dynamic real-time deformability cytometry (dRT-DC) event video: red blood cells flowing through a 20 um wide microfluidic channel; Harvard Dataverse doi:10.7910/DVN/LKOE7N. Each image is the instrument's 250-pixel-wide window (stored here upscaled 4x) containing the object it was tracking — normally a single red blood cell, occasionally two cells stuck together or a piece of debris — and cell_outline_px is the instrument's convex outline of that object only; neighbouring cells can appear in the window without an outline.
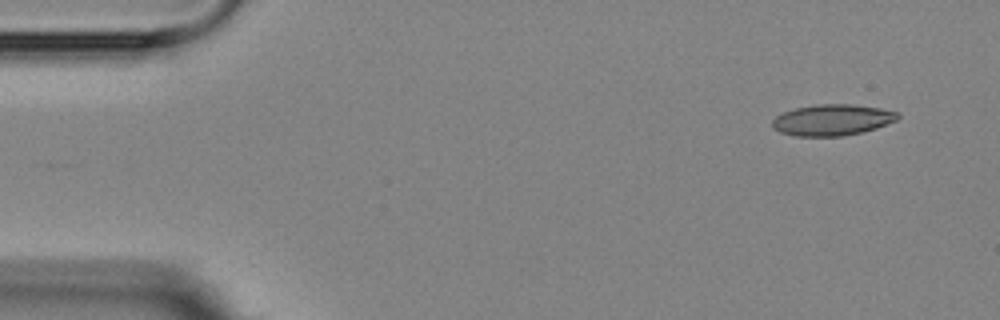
{"species": "Egyptian fruit bat (a non-hibernating species)", "species_latin": "Rousettus aegyptiacus", "temperature_condition": "room temperature", "stored_images_in_passage": 7, "camera_frame_rate_fps": 3000, "um_per_image_px": 0.085, "animal": {"sex": "female"}, "frame": {"image": 1, "passage_image": 1, "time_ms": 0.0, "image_size_px": [1000, 320], "cell_outline_px": [[900, 116], [896, 120], [876, 128], [844, 136], [796, 136], [780, 132], [772, 128], [772, 120], [776, 116], [784, 112], [796, 108], [816, 104], [852, 104], [880, 108], [900, 112]], "centroid_in_image_um": [70.74, 10.19], "position_along_channel_um": 14.3, "area_um2": 22.77}}
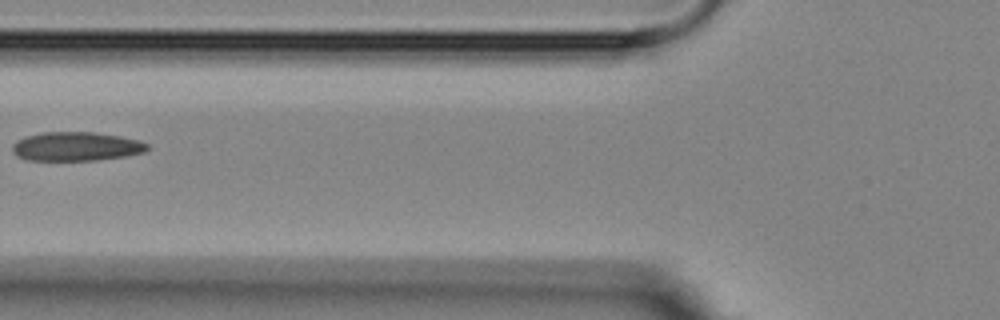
{"frame": {"image": 2, "passage_image": 6, "time_ms": 5.667, "image_size_px": [1000, 320], "cell_outline_px": [[148, 148], [144, 152], [128, 156], [96, 160], [24, 160], [16, 156], [12, 152], [12, 144], [16, 140], [24, 136], [44, 132], [96, 132], [120, 136], [140, 140], [148, 144]], "centroid_in_image_um": [6.45, 12.45], "position_along_channel_um": 119.4, "area_um2": 23.06}}
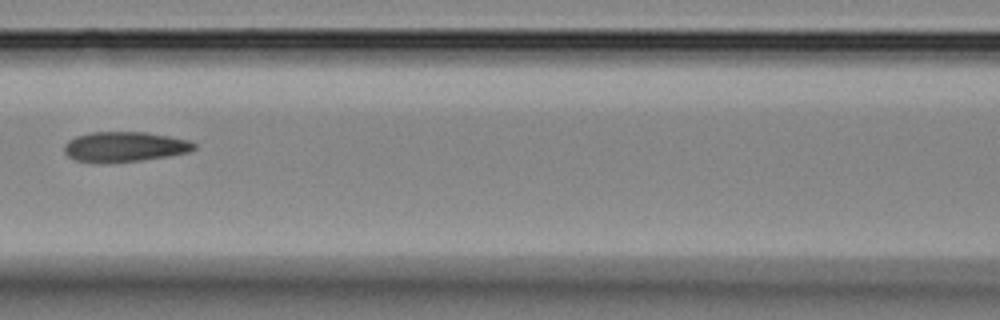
{"frame": {"image": 3, "passage_image": 7, "time_ms": 6.667, "image_size_px": [1000, 320], "cell_outline_px": [[196, 148], [188, 152], [168, 156], [140, 160], [100, 164], [96, 164], [76, 160], [68, 156], [64, 152], [64, 144], [68, 140], [76, 136], [92, 132], [144, 132], [192, 140], [196, 144]], "centroid_in_image_um": [10.57, 12.48], "position_along_channel_um": 156.0, "area_um2": 23.0}}